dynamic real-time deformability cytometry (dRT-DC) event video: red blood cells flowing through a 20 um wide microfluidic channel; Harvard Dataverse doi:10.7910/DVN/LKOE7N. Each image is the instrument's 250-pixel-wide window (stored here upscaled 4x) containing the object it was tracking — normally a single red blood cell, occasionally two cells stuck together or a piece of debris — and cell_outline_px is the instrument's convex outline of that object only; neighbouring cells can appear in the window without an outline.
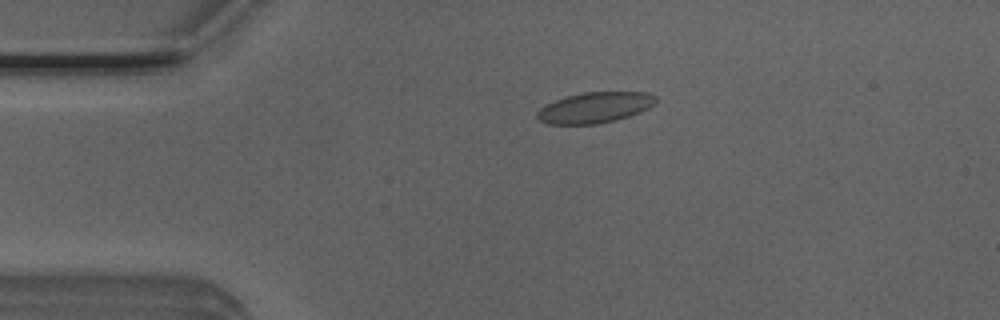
{"species": "Egyptian fruit bat (a non-hibernating species)", "species_latin": "Rousettus aegyptiacus", "temperature_condition": "room temperature", "stored_images_in_passage": 4, "camera_frame_rate_fps": 3000, "um_per_image_px": 0.085, "animal": {"sex": "male"}, "frame": {"image": 1, "passage_image": 3, "time_ms": 0.667, "image_size_px": [1000, 320], "cell_outline_px": [[656, 104], [640, 112], [616, 120], [600, 124], [548, 124], [540, 120], [536, 116], [536, 112], [540, 108], [556, 100], [580, 92], [648, 92], [656, 96]], "centroid_in_image_um": [50.59, 9.14], "position_along_channel_um": 34.4, "area_um2": 21.27}}